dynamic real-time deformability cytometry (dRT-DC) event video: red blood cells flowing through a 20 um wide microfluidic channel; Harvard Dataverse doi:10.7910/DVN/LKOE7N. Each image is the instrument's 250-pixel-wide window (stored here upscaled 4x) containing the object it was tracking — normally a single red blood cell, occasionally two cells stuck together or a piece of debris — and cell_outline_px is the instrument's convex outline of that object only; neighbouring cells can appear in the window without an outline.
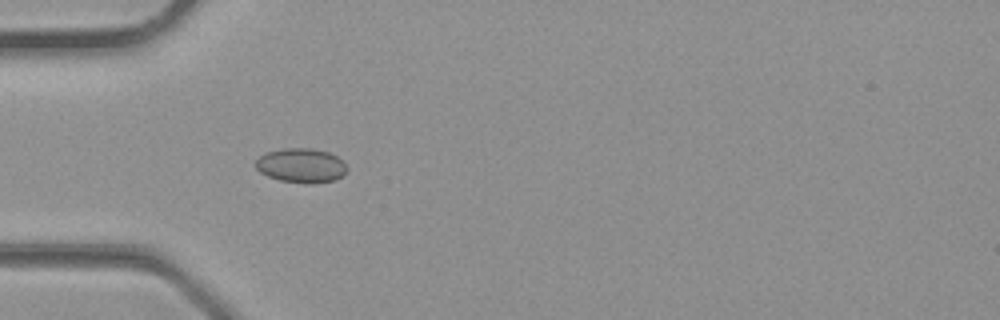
{"species": "common noctule bat (a hibernating species)", "species_latin": "Nyctalus noctula", "temperature_condition": "room temperature", "stored_images_in_passage": 25, "camera_frame_rate_fps": 3000, "um_per_image_px": 0.085, "animal": {"sex": "male", "body_mass_g": 23.1, "forearm_length_mm": 52.7}, "frame": {"image": 1, "passage_image": 1, "time_ms": 0.0, "image_size_px": [1000, 320], "cell_outline_px": [[348, 168], [336, 180], [312, 184], [304, 184], [280, 180], [268, 176], [260, 172], [256, 168], [256, 160], [264, 152], [284, 148], [312, 148], [328, 152], [344, 160]], "centroid_in_image_um": [25.61, 14.07], "position_along_channel_um": 59.4, "area_um2": 18.5}}
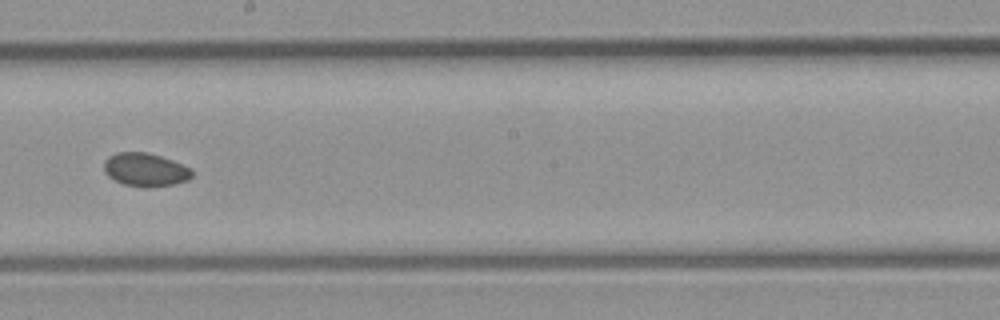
{"frame": {"image": 2, "passage_image": 10, "time_ms": 3.0, "image_size_px": [1000, 320], "cell_outline_px": [[192, 176], [188, 180], [172, 184], [124, 184], [108, 176], [104, 172], [104, 160], [108, 156], [116, 152], [144, 152], [160, 156], [172, 160], [192, 168]], "centroid_in_image_um": [12.33, 14.36], "position_along_channel_um": 235.9, "area_um2": 16.42}}
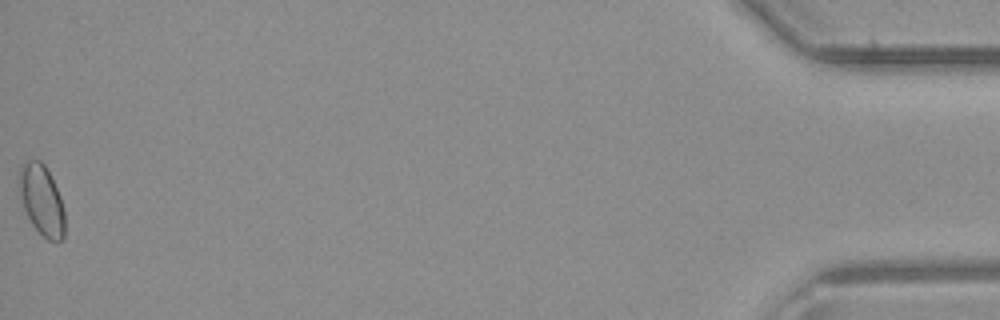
{"frame": {"image": 3, "passage_image": 25, "time_ms": 8.0, "image_size_px": [1000, 320], "cell_outline_px": [[64, 240], [48, 240], [32, 224], [24, 208], [16, 176], [24, 160], [40, 160], [44, 164], [60, 196], [64, 212]], "centroid_in_image_um": [3.52, 16.97], "position_along_channel_um": 431.7, "area_um2": 18.55}}